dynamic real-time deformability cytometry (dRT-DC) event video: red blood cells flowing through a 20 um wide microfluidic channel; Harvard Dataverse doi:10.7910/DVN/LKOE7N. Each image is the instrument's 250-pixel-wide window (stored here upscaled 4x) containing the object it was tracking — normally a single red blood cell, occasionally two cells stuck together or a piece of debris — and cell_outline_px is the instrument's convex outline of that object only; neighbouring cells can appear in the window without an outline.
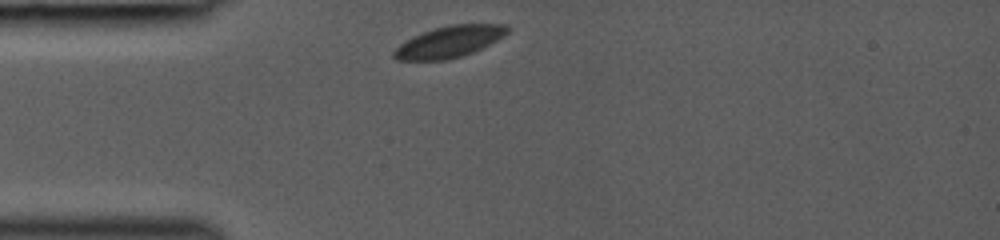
{"species": "common noctule bat (a hibernating species)", "species_latin": "Nyctalus noctula", "temperature_condition": "room temperature", "stored_images_in_passage": 15, "camera_frame_rate_fps": 3000, "um_per_image_px": 0.085, "animal": {"sex": "female", "body_mass_g": 19.0, "forearm_length_mm": 53.3}, "frame": {"image": 1, "passage_image": 1, "time_ms": 0.0, "image_size_px": [1000, 240], "cell_outline_px": [[508, 32], [504, 36], [472, 52], [448, 60], [396, 60], [392, 56], [392, 52], [400, 44], [424, 32], [436, 28], [452, 24], [508, 24]], "centroid_in_image_um": [38.19, 3.55], "position_along_channel_um": 46.8, "area_um2": 20.4}}
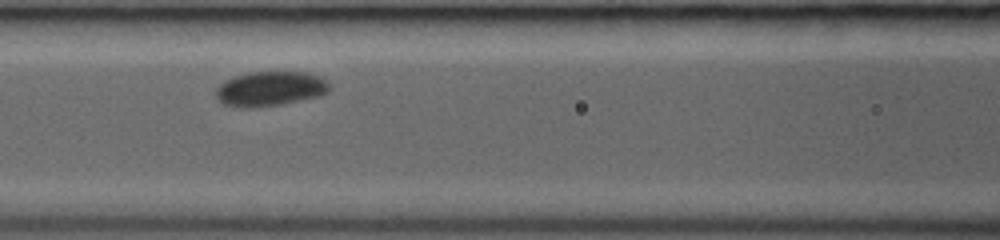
{"frame": {"image": 2, "passage_image": 7, "time_ms": 2.667, "image_size_px": [1000, 240], "cell_outline_px": [[328, 92], [320, 96], [280, 104], [252, 108], [240, 108], [224, 104], [216, 96], [216, 88], [220, 84], [236, 76], [252, 72], [304, 72], [320, 76], [328, 84]], "centroid_in_image_um": [22.96, 7.55], "position_along_channel_um": 143.6, "area_um2": 22.66}}
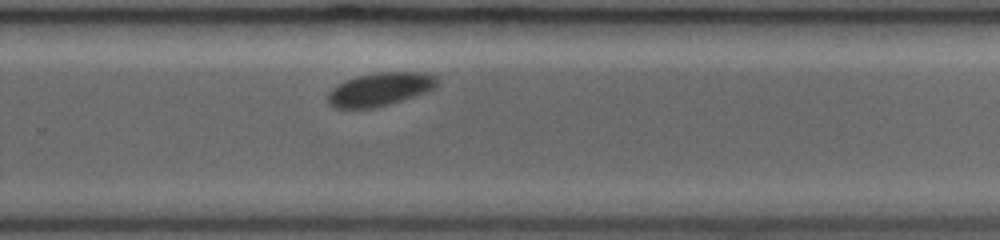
{"frame": {"image": 3, "passage_image": 15, "time_ms": 6.333, "image_size_px": [1000, 240], "cell_outline_px": [[440, 84], [432, 92], [376, 108], [332, 108], [328, 104], [328, 92], [332, 88], [344, 80], [356, 76], [376, 72], [420, 72], [436, 76], [440, 80]], "centroid_in_image_um": [32.36, 7.59], "position_along_channel_um": 297.4, "area_um2": 21.91}}